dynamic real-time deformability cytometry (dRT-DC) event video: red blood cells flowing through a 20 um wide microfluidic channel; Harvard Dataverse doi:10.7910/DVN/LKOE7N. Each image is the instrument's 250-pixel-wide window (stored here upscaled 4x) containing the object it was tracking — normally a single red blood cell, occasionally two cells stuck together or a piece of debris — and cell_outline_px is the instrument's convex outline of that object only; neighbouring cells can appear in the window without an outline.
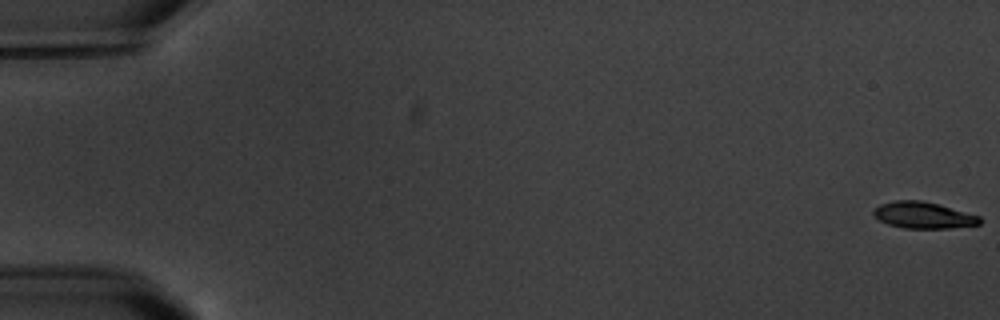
{"species": "common noctule bat (a hibernating species)", "species_latin": "Nyctalus noctula", "temperature_condition": "warm", "stored_images_in_passage": 7, "segment_of_instrument_passage": [1, 2], "camera_frame_rate_fps": 3000, "um_per_image_px": 0.085, "animal": {"sex": "male", "body_mass_g": 20.1, "forearm_length_mm": 53.5}, "frame": {"image": 1, "passage_image": 1, "time_ms": 0.0, "image_size_px": [1000, 320], "cell_outline_px": [[984, 220], [980, 224], [948, 228], [904, 228], [888, 224], [872, 216], [872, 212], [880, 204], [896, 200], [920, 200], [936, 204], [980, 216]], "centroid_in_image_um": [78.47, 18.29], "position_along_channel_um": 6.5, "area_um2": 16.24}}